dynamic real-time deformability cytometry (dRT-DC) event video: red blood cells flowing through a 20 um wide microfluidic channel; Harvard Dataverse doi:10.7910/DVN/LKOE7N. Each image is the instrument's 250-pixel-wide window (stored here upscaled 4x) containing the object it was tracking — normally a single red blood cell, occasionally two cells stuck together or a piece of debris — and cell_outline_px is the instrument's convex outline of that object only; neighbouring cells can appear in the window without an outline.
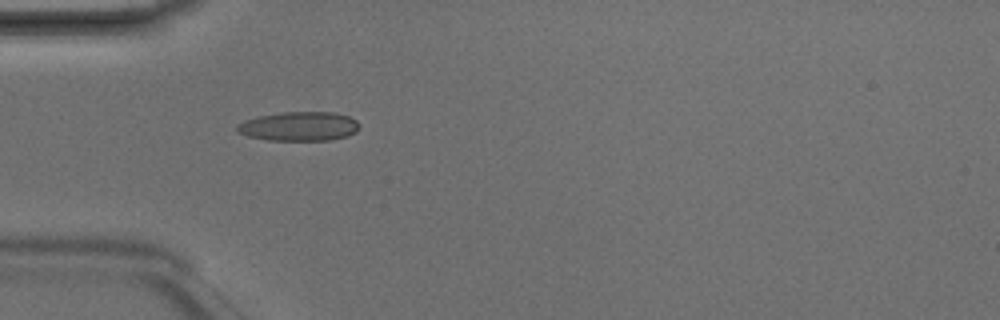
{"species": "Egyptian fruit bat (a non-hibernating species)", "species_latin": "Rousettus aegyptiacus", "temperature_condition": "room temperature", "stored_images_in_passage": 2, "camera_frame_rate_fps": 3000, "um_per_image_px": 0.085, "animal": {"sex": "male"}, "frame": {"image": 1, "passage_image": 1, "time_ms": 0.0, "image_size_px": [1000, 320], "cell_outline_px": [[360, 124], [356, 132], [348, 136], [328, 140], [268, 140], [248, 136], [236, 132], [236, 124], [244, 120], [260, 116], [280, 112], [336, 112], [348, 116], [356, 120]], "centroid_in_image_um": [25.41, 10.73], "position_along_channel_um": 59.6, "area_um2": 20.92}}